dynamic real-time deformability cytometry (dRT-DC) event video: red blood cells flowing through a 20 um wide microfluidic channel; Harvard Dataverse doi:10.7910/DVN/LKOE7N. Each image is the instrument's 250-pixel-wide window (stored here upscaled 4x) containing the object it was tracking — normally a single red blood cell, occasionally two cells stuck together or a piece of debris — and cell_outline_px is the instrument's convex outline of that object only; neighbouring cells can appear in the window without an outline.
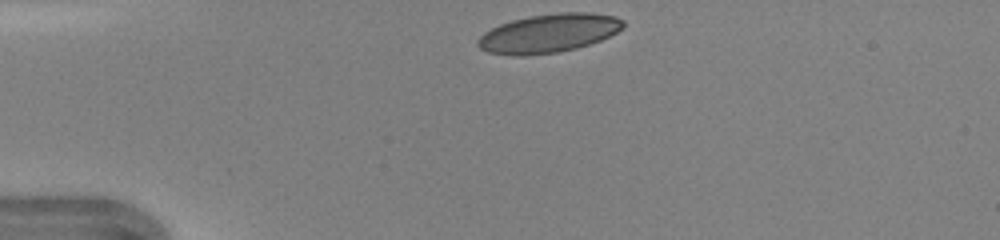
{"species": "human", "species_latin": "Homo sapiens", "temperature_condition": "warm", "stored_images_in_passage": 32, "camera_frame_rate_fps": 3000, "um_per_image_px": 0.085, "donor": {"sex": "female"}, "frame": {"image": 1, "passage_image": 1, "time_ms": 0.0, "image_size_px": [1000, 240], "cell_outline_px": [[624, 28], [600, 40], [576, 48], [556, 52], [524, 56], [512, 56], [488, 52], [480, 48], [476, 44], [476, 40], [484, 32], [500, 24], [512, 20], [528, 16], [560, 12], [588, 12], [616, 16], [624, 20]], "centroid_in_image_um": [46.62, 2.82], "position_along_channel_um": 38.4, "area_um2": 32.83}}
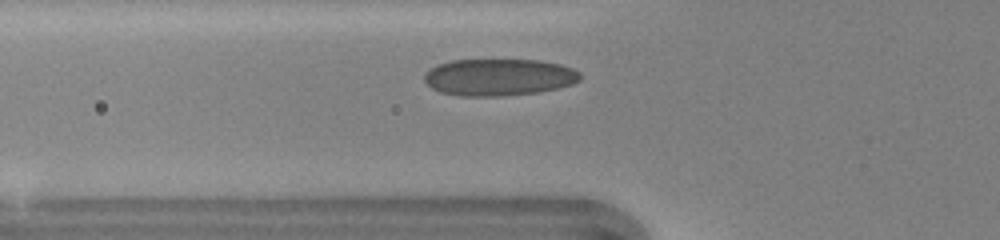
{"frame": {"image": 2, "passage_image": 7, "time_ms": 2.0, "image_size_px": [1000, 240], "cell_outline_px": [[580, 80], [572, 84], [540, 92], [500, 96], [460, 96], [440, 92], [432, 88], [424, 80], [424, 76], [436, 64], [452, 60], [540, 60], [560, 64], [572, 68], [580, 72]], "centroid_in_image_um": [42.41, 6.56], "position_along_channel_um": 83.4, "area_um2": 33.52}}
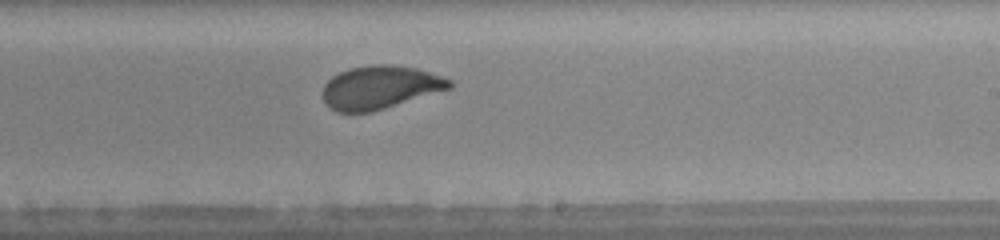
{"frame": {"image": 3, "passage_image": 19, "time_ms": 6.0, "image_size_px": [1000, 240], "cell_outline_px": [[452, 88], [372, 112], [336, 112], [328, 108], [324, 100], [324, 84], [332, 76], [348, 68], [376, 64], [388, 64], [416, 68], [452, 80]], "centroid_in_image_um": [32.28, 7.43], "position_along_channel_um": 256.7, "area_um2": 31.85}, "authors_computed_cell_mechanics": {"area_um2": 32.4836, "velocity_mm_per_s": 4.3197, "shape_relaxation_time_tau1_ms": 3.5316, "shape_relaxation_time_tau2_ms": 0.525, "deformation_change_tau1": 0.1356, "deformation_change_tau2": 0.0493}}